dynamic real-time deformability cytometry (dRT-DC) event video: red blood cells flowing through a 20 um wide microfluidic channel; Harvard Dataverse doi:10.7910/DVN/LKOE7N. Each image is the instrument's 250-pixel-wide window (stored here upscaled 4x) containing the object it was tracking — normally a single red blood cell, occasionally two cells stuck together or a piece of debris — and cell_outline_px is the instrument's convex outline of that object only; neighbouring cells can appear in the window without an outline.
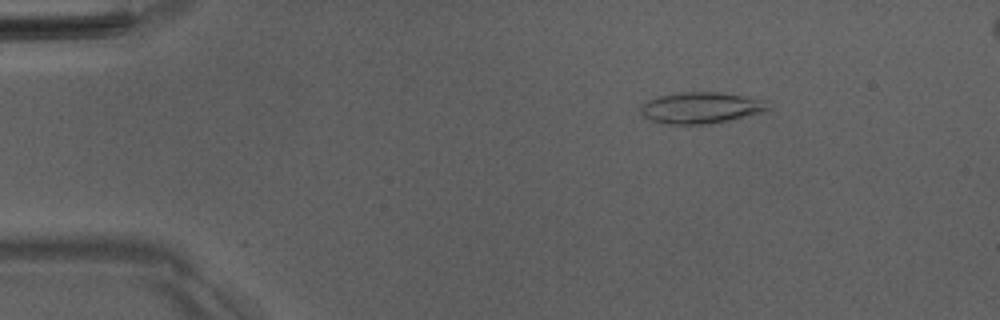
{"species": "Egyptian fruit bat (a non-hibernating species)", "species_latin": "Rousettus aegyptiacus", "temperature_condition": "room temperature", "stored_images_in_passage": 51, "camera_frame_rate_fps": 3000, "um_per_image_px": 0.085, "animal": {"sex": "male"}, "frame": {"image": 1, "passage_image": 8, "time_ms": 2.333, "image_size_px": [1000, 320], "cell_outline_px": [[772, 108], [760, 112], [728, 120], [708, 124], [664, 124], [652, 120], [644, 116], [640, 112], [640, 104], [648, 100], [660, 96], [676, 92], [720, 92], [764, 100]], "centroid_in_image_um": [59.53, 9.16], "position_along_channel_um": 25.5, "area_um2": 23.06}}
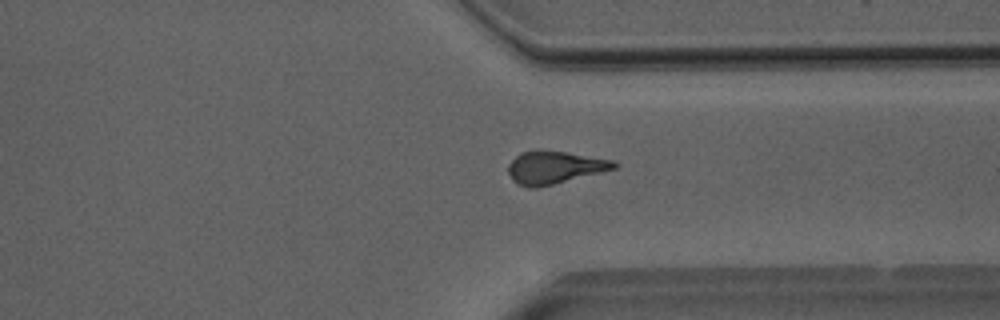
{"frame": {"image": 2, "passage_image": 39, "time_ms": 12.667, "image_size_px": [1000, 320], "cell_outline_px": [[620, 164], [616, 168], [536, 188], [528, 188], [516, 184], [512, 180], [508, 172], [508, 164], [520, 152], [568, 152], [612, 160]], "centroid_in_image_um": [47.11, 14.25], "position_along_channel_um": 364.3, "area_um2": 19.65}}
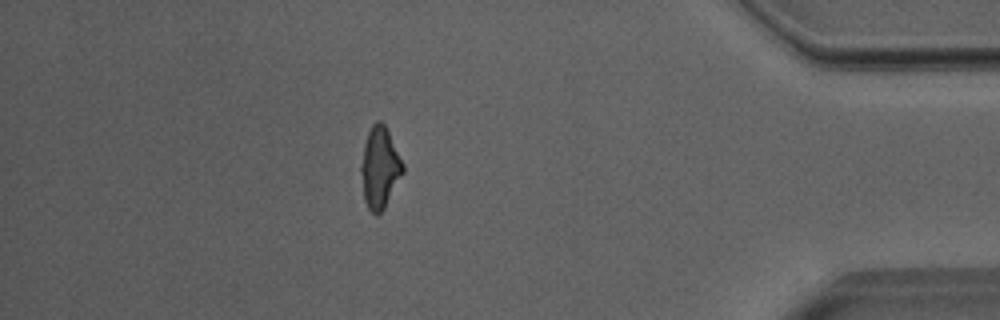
{"frame": {"image": 3, "passage_image": 45, "time_ms": 14.667, "image_size_px": [1000, 320], "cell_outline_px": [[404, 172], [384, 208], [376, 216], [368, 208], [364, 200], [360, 172], [360, 168], [364, 144], [368, 132], [372, 124], [376, 120], [380, 120], [384, 124], [404, 164]], "centroid_in_image_um": [32.27, 14.26], "position_along_channel_um": 402.9, "area_um2": 19.71}, "authors_computed_cell_mechanics": {"area_um2": 20.5768, "velocity_mm_per_s": 4.0151, "shape_relaxation_time_tau1_ms": 9.8514, "shape_relaxation_time_tau2_ms": 5.3969, "deformation_change_tau1": 0.2677, "deformation_change_tau2": 0.1533}}